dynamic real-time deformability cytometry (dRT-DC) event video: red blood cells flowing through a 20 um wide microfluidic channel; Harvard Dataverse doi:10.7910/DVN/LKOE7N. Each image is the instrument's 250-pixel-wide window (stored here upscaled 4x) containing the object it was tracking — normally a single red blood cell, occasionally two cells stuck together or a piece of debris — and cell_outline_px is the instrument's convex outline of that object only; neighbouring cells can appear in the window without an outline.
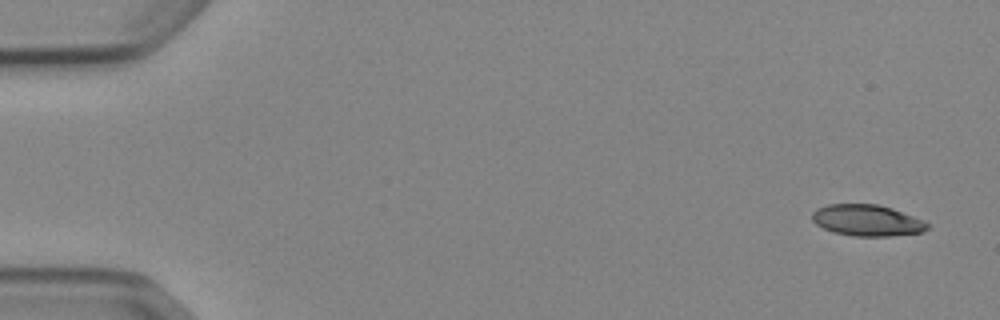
{"species": "Egyptian fruit bat (a non-hibernating species)", "species_latin": "Rousettus aegyptiacus", "temperature_condition": "cold", "stored_images_in_passage": 2, "camera_frame_rate_fps": 3000, "um_per_image_px": 0.085, "animal": {"sex": "female"}, "frame": {"image": 1, "passage_image": 2, "time_ms": 0.333, "image_size_px": [1000, 320], "cell_outline_px": [[928, 228], [920, 232], [888, 236], [852, 236], [836, 232], [824, 228], [816, 224], [812, 220], [812, 212], [816, 208], [828, 204], [876, 204], [892, 208], [912, 216], [928, 224]], "centroid_in_image_um": [73.64, 18.72], "position_along_channel_um": 11.4, "area_um2": 20.69}}